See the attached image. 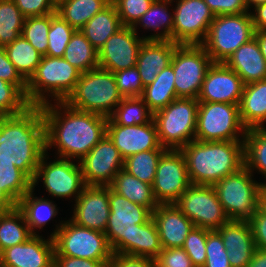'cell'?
I'll return each mask as SVG.
<instances>
[{"mask_svg":"<svg viewBox=\"0 0 266 267\" xmlns=\"http://www.w3.org/2000/svg\"><path fill=\"white\" fill-rule=\"evenodd\" d=\"M55 103L41 106L45 151L56 146L58 157L81 160L107 134L108 118L76 110L65 102Z\"/></svg>","mask_w":266,"mask_h":267,"instance_id":"obj_1","label":"cell"},{"mask_svg":"<svg viewBox=\"0 0 266 267\" xmlns=\"http://www.w3.org/2000/svg\"><path fill=\"white\" fill-rule=\"evenodd\" d=\"M45 153V128L41 106L0 117V160L11 161L31 180Z\"/></svg>","mask_w":266,"mask_h":267,"instance_id":"obj_2","label":"cell"},{"mask_svg":"<svg viewBox=\"0 0 266 267\" xmlns=\"http://www.w3.org/2000/svg\"><path fill=\"white\" fill-rule=\"evenodd\" d=\"M191 184L214 185L245 166L244 141L193 140L180 149Z\"/></svg>","mask_w":266,"mask_h":267,"instance_id":"obj_3","label":"cell"},{"mask_svg":"<svg viewBox=\"0 0 266 267\" xmlns=\"http://www.w3.org/2000/svg\"><path fill=\"white\" fill-rule=\"evenodd\" d=\"M81 72L63 57L42 56L35 73L27 81L26 100L30 106L64 102L74 90ZM47 94V97L45 96ZM50 94V95H49Z\"/></svg>","mask_w":266,"mask_h":267,"instance_id":"obj_4","label":"cell"},{"mask_svg":"<svg viewBox=\"0 0 266 267\" xmlns=\"http://www.w3.org/2000/svg\"><path fill=\"white\" fill-rule=\"evenodd\" d=\"M122 99L114 73L98 67L81 73L64 102L76 110L109 118Z\"/></svg>","mask_w":266,"mask_h":267,"instance_id":"obj_5","label":"cell"},{"mask_svg":"<svg viewBox=\"0 0 266 267\" xmlns=\"http://www.w3.org/2000/svg\"><path fill=\"white\" fill-rule=\"evenodd\" d=\"M110 214L105 235L113 254H128L136 245L137 230L152 212L145 206L130 202L109 186Z\"/></svg>","mask_w":266,"mask_h":267,"instance_id":"obj_6","label":"cell"},{"mask_svg":"<svg viewBox=\"0 0 266 267\" xmlns=\"http://www.w3.org/2000/svg\"><path fill=\"white\" fill-rule=\"evenodd\" d=\"M198 107L197 99L178 97L153 114L162 147L180 150L195 140Z\"/></svg>","mask_w":266,"mask_h":267,"instance_id":"obj_7","label":"cell"},{"mask_svg":"<svg viewBox=\"0 0 266 267\" xmlns=\"http://www.w3.org/2000/svg\"><path fill=\"white\" fill-rule=\"evenodd\" d=\"M61 222L50 234L54 241V256L111 260L113 252L105 233L79 226L71 220Z\"/></svg>","mask_w":266,"mask_h":267,"instance_id":"obj_8","label":"cell"},{"mask_svg":"<svg viewBox=\"0 0 266 267\" xmlns=\"http://www.w3.org/2000/svg\"><path fill=\"white\" fill-rule=\"evenodd\" d=\"M255 35L250 12L215 16L202 43L214 63H224L241 45Z\"/></svg>","mask_w":266,"mask_h":267,"instance_id":"obj_9","label":"cell"},{"mask_svg":"<svg viewBox=\"0 0 266 267\" xmlns=\"http://www.w3.org/2000/svg\"><path fill=\"white\" fill-rule=\"evenodd\" d=\"M246 132L247 128L240 118L239 105L199 102L195 140L244 141Z\"/></svg>","mask_w":266,"mask_h":267,"instance_id":"obj_10","label":"cell"},{"mask_svg":"<svg viewBox=\"0 0 266 267\" xmlns=\"http://www.w3.org/2000/svg\"><path fill=\"white\" fill-rule=\"evenodd\" d=\"M244 166L213 185L230 220H249L258 210L260 182Z\"/></svg>","mask_w":266,"mask_h":267,"instance_id":"obj_11","label":"cell"},{"mask_svg":"<svg viewBox=\"0 0 266 267\" xmlns=\"http://www.w3.org/2000/svg\"><path fill=\"white\" fill-rule=\"evenodd\" d=\"M213 63L202 44H178L171 61L177 97L197 99Z\"/></svg>","mask_w":266,"mask_h":267,"instance_id":"obj_12","label":"cell"},{"mask_svg":"<svg viewBox=\"0 0 266 267\" xmlns=\"http://www.w3.org/2000/svg\"><path fill=\"white\" fill-rule=\"evenodd\" d=\"M174 204L196 227L218 230L230 220L212 185L191 184Z\"/></svg>","mask_w":266,"mask_h":267,"instance_id":"obj_13","label":"cell"},{"mask_svg":"<svg viewBox=\"0 0 266 267\" xmlns=\"http://www.w3.org/2000/svg\"><path fill=\"white\" fill-rule=\"evenodd\" d=\"M47 153L48 151H45L40 159L32 180V189L41 179L49 195L67 199L73 196L76 200L86 186L79 162L75 164L73 160L57 157V160L55 158L53 162L47 163Z\"/></svg>","mask_w":266,"mask_h":267,"instance_id":"obj_14","label":"cell"},{"mask_svg":"<svg viewBox=\"0 0 266 267\" xmlns=\"http://www.w3.org/2000/svg\"><path fill=\"white\" fill-rule=\"evenodd\" d=\"M176 4L173 10L172 42L202 44L215 15L204 0H179Z\"/></svg>","mask_w":266,"mask_h":267,"instance_id":"obj_15","label":"cell"},{"mask_svg":"<svg viewBox=\"0 0 266 267\" xmlns=\"http://www.w3.org/2000/svg\"><path fill=\"white\" fill-rule=\"evenodd\" d=\"M190 185L183 153L167 149L158 161L152 185L156 201L158 204H174Z\"/></svg>","mask_w":266,"mask_h":267,"instance_id":"obj_16","label":"cell"},{"mask_svg":"<svg viewBox=\"0 0 266 267\" xmlns=\"http://www.w3.org/2000/svg\"><path fill=\"white\" fill-rule=\"evenodd\" d=\"M79 161L83 180L88 186H110L116 174L124 168V159L106 134Z\"/></svg>","mask_w":266,"mask_h":267,"instance_id":"obj_17","label":"cell"},{"mask_svg":"<svg viewBox=\"0 0 266 267\" xmlns=\"http://www.w3.org/2000/svg\"><path fill=\"white\" fill-rule=\"evenodd\" d=\"M144 40V36L139 37L132 27L122 26L99 51V68L114 73L136 66Z\"/></svg>","mask_w":266,"mask_h":267,"instance_id":"obj_18","label":"cell"},{"mask_svg":"<svg viewBox=\"0 0 266 267\" xmlns=\"http://www.w3.org/2000/svg\"><path fill=\"white\" fill-rule=\"evenodd\" d=\"M244 83L224 63H213L208 69L197 97L198 102H219L239 105Z\"/></svg>","mask_w":266,"mask_h":267,"instance_id":"obj_19","label":"cell"},{"mask_svg":"<svg viewBox=\"0 0 266 267\" xmlns=\"http://www.w3.org/2000/svg\"><path fill=\"white\" fill-rule=\"evenodd\" d=\"M71 221L75 224L105 233L109 214V186H88L75 200Z\"/></svg>","mask_w":266,"mask_h":267,"instance_id":"obj_20","label":"cell"},{"mask_svg":"<svg viewBox=\"0 0 266 267\" xmlns=\"http://www.w3.org/2000/svg\"><path fill=\"white\" fill-rule=\"evenodd\" d=\"M107 135L119 150L123 159L153 149H166L161 146L157 127L152 119L149 123L135 126H121L107 119Z\"/></svg>","mask_w":266,"mask_h":267,"instance_id":"obj_21","label":"cell"},{"mask_svg":"<svg viewBox=\"0 0 266 267\" xmlns=\"http://www.w3.org/2000/svg\"><path fill=\"white\" fill-rule=\"evenodd\" d=\"M33 234L25 242L8 247L0 253L1 267H54L52 237Z\"/></svg>","mask_w":266,"mask_h":267,"instance_id":"obj_22","label":"cell"},{"mask_svg":"<svg viewBox=\"0 0 266 267\" xmlns=\"http://www.w3.org/2000/svg\"><path fill=\"white\" fill-rule=\"evenodd\" d=\"M231 267H247L256 249L252 229L247 220H229L218 230Z\"/></svg>","mask_w":266,"mask_h":267,"instance_id":"obj_23","label":"cell"},{"mask_svg":"<svg viewBox=\"0 0 266 267\" xmlns=\"http://www.w3.org/2000/svg\"><path fill=\"white\" fill-rule=\"evenodd\" d=\"M162 248L182 247L194 227L175 204H159L152 212Z\"/></svg>","mask_w":266,"mask_h":267,"instance_id":"obj_24","label":"cell"},{"mask_svg":"<svg viewBox=\"0 0 266 267\" xmlns=\"http://www.w3.org/2000/svg\"><path fill=\"white\" fill-rule=\"evenodd\" d=\"M177 45L168 40H144L136 62V68L144 87L152 84L157 75L171 65Z\"/></svg>","mask_w":266,"mask_h":267,"instance_id":"obj_25","label":"cell"},{"mask_svg":"<svg viewBox=\"0 0 266 267\" xmlns=\"http://www.w3.org/2000/svg\"><path fill=\"white\" fill-rule=\"evenodd\" d=\"M224 64L237 73L244 85L266 79V61L255 37L241 45Z\"/></svg>","mask_w":266,"mask_h":267,"instance_id":"obj_26","label":"cell"},{"mask_svg":"<svg viewBox=\"0 0 266 267\" xmlns=\"http://www.w3.org/2000/svg\"><path fill=\"white\" fill-rule=\"evenodd\" d=\"M239 111L242 124L247 129L265 126L266 79L244 85Z\"/></svg>","mask_w":266,"mask_h":267,"instance_id":"obj_27","label":"cell"},{"mask_svg":"<svg viewBox=\"0 0 266 267\" xmlns=\"http://www.w3.org/2000/svg\"><path fill=\"white\" fill-rule=\"evenodd\" d=\"M122 27L115 5L111 2L95 14L81 29L86 39L99 52L105 42Z\"/></svg>","mask_w":266,"mask_h":267,"instance_id":"obj_28","label":"cell"},{"mask_svg":"<svg viewBox=\"0 0 266 267\" xmlns=\"http://www.w3.org/2000/svg\"><path fill=\"white\" fill-rule=\"evenodd\" d=\"M110 188L130 202L147 207L151 212L159 206L152 185L139 180L124 169L116 174Z\"/></svg>","mask_w":266,"mask_h":267,"instance_id":"obj_29","label":"cell"},{"mask_svg":"<svg viewBox=\"0 0 266 267\" xmlns=\"http://www.w3.org/2000/svg\"><path fill=\"white\" fill-rule=\"evenodd\" d=\"M170 4V2L154 0L150 8L135 22L132 29L136 33L138 25L146 30L151 29L154 32L161 29L159 33L157 31L156 34L145 36L144 39L172 41L174 13L168 12L169 8L167 6Z\"/></svg>","mask_w":266,"mask_h":267,"instance_id":"obj_30","label":"cell"},{"mask_svg":"<svg viewBox=\"0 0 266 267\" xmlns=\"http://www.w3.org/2000/svg\"><path fill=\"white\" fill-rule=\"evenodd\" d=\"M141 98L153 114L178 98L175 92V74L172 65L164 68L152 84L144 87Z\"/></svg>","mask_w":266,"mask_h":267,"instance_id":"obj_31","label":"cell"},{"mask_svg":"<svg viewBox=\"0 0 266 267\" xmlns=\"http://www.w3.org/2000/svg\"><path fill=\"white\" fill-rule=\"evenodd\" d=\"M110 3L111 0H60L56 3V13L75 30H80Z\"/></svg>","mask_w":266,"mask_h":267,"instance_id":"obj_32","label":"cell"},{"mask_svg":"<svg viewBox=\"0 0 266 267\" xmlns=\"http://www.w3.org/2000/svg\"><path fill=\"white\" fill-rule=\"evenodd\" d=\"M34 189L28 191L19 201L17 207L24 213L29 230L36 234V228L43 229L52 218L58 214V210L50 199L34 197Z\"/></svg>","mask_w":266,"mask_h":267,"instance_id":"obj_33","label":"cell"},{"mask_svg":"<svg viewBox=\"0 0 266 267\" xmlns=\"http://www.w3.org/2000/svg\"><path fill=\"white\" fill-rule=\"evenodd\" d=\"M63 58L81 73L99 67V52L80 30H75L72 34Z\"/></svg>","mask_w":266,"mask_h":267,"instance_id":"obj_34","label":"cell"},{"mask_svg":"<svg viewBox=\"0 0 266 267\" xmlns=\"http://www.w3.org/2000/svg\"><path fill=\"white\" fill-rule=\"evenodd\" d=\"M32 235L24 213L17 206L0 212V253L8 247L25 242Z\"/></svg>","mask_w":266,"mask_h":267,"instance_id":"obj_35","label":"cell"},{"mask_svg":"<svg viewBox=\"0 0 266 267\" xmlns=\"http://www.w3.org/2000/svg\"><path fill=\"white\" fill-rule=\"evenodd\" d=\"M4 48L10 62L16 67L19 74L28 81L40 64L42 55L22 35Z\"/></svg>","mask_w":266,"mask_h":267,"instance_id":"obj_36","label":"cell"},{"mask_svg":"<svg viewBox=\"0 0 266 267\" xmlns=\"http://www.w3.org/2000/svg\"><path fill=\"white\" fill-rule=\"evenodd\" d=\"M245 167L253 174L257 170L266 177V127L247 129L244 136Z\"/></svg>","mask_w":266,"mask_h":267,"instance_id":"obj_37","label":"cell"},{"mask_svg":"<svg viewBox=\"0 0 266 267\" xmlns=\"http://www.w3.org/2000/svg\"><path fill=\"white\" fill-rule=\"evenodd\" d=\"M109 119L121 126H135L149 123L153 113L141 97L123 98Z\"/></svg>","mask_w":266,"mask_h":267,"instance_id":"obj_38","label":"cell"},{"mask_svg":"<svg viewBox=\"0 0 266 267\" xmlns=\"http://www.w3.org/2000/svg\"><path fill=\"white\" fill-rule=\"evenodd\" d=\"M32 189V180L13 162L0 160V190L16 205Z\"/></svg>","mask_w":266,"mask_h":267,"instance_id":"obj_39","label":"cell"},{"mask_svg":"<svg viewBox=\"0 0 266 267\" xmlns=\"http://www.w3.org/2000/svg\"><path fill=\"white\" fill-rule=\"evenodd\" d=\"M167 149H153L133 154L124 159V170L139 180L153 185L157 164Z\"/></svg>","mask_w":266,"mask_h":267,"instance_id":"obj_40","label":"cell"},{"mask_svg":"<svg viewBox=\"0 0 266 267\" xmlns=\"http://www.w3.org/2000/svg\"><path fill=\"white\" fill-rule=\"evenodd\" d=\"M25 18L13 0H0V47L21 35Z\"/></svg>","mask_w":266,"mask_h":267,"instance_id":"obj_41","label":"cell"},{"mask_svg":"<svg viewBox=\"0 0 266 267\" xmlns=\"http://www.w3.org/2000/svg\"><path fill=\"white\" fill-rule=\"evenodd\" d=\"M161 251L162 246L158 229L151 217L146 223L139 226L137 230L136 245L127 255L146 257L155 260Z\"/></svg>","mask_w":266,"mask_h":267,"instance_id":"obj_42","label":"cell"},{"mask_svg":"<svg viewBox=\"0 0 266 267\" xmlns=\"http://www.w3.org/2000/svg\"><path fill=\"white\" fill-rule=\"evenodd\" d=\"M51 25V14L45 16L26 17L21 35L36 49L40 55L46 56L48 33Z\"/></svg>","mask_w":266,"mask_h":267,"instance_id":"obj_43","label":"cell"},{"mask_svg":"<svg viewBox=\"0 0 266 267\" xmlns=\"http://www.w3.org/2000/svg\"><path fill=\"white\" fill-rule=\"evenodd\" d=\"M75 29L56 12L51 13L46 56L63 57L65 49Z\"/></svg>","mask_w":266,"mask_h":267,"instance_id":"obj_44","label":"cell"},{"mask_svg":"<svg viewBox=\"0 0 266 267\" xmlns=\"http://www.w3.org/2000/svg\"><path fill=\"white\" fill-rule=\"evenodd\" d=\"M28 107L25 95L18 88L0 79V117L21 114Z\"/></svg>","mask_w":266,"mask_h":267,"instance_id":"obj_45","label":"cell"},{"mask_svg":"<svg viewBox=\"0 0 266 267\" xmlns=\"http://www.w3.org/2000/svg\"><path fill=\"white\" fill-rule=\"evenodd\" d=\"M207 229L194 226L186 237L182 248L195 267H203L206 262Z\"/></svg>","mask_w":266,"mask_h":267,"instance_id":"obj_46","label":"cell"},{"mask_svg":"<svg viewBox=\"0 0 266 267\" xmlns=\"http://www.w3.org/2000/svg\"><path fill=\"white\" fill-rule=\"evenodd\" d=\"M154 0H111L115 5L122 26L132 27L150 8Z\"/></svg>","mask_w":266,"mask_h":267,"instance_id":"obj_47","label":"cell"},{"mask_svg":"<svg viewBox=\"0 0 266 267\" xmlns=\"http://www.w3.org/2000/svg\"><path fill=\"white\" fill-rule=\"evenodd\" d=\"M203 267H231L221 235L207 229L206 262Z\"/></svg>","mask_w":266,"mask_h":267,"instance_id":"obj_48","label":"cell"},{"mask_svg":"<svg viewBox=\"0 0 266 267\" xmlns=\"http://www.w3.org/2000/svg\"><path fill=\"white\" fill-rule=\"evenodd\" d=\"M114 77L123 98L141 97L144 92L140 74L136 66L114 72Z\"/></svg>","mask_w":266,"mask_h":267,"instance_id":"obj_49","label":"cell"},{"mask_svg":"<svg viewBox=\"0 0 266 267\" xmlns=\"http://www.w3.org/2000/svg\"><path fill=\"white\" fill-rule=\"evenodd\" d=\"M156 267H195L182 247L162 248L155 259Z\"/></svg>","mask_w":266,"mask_h":267,"instance_id":"obj_50","label":"cell"},{"mask_svg":"<svg viewBox=\"0 0 266 267\" xmlns=\"http://www.w3.org/2000/svg\"><path fill=\"white\" fill-rule=\"evenodd\" d=\"M0 79L14 84L26 97L27 81L10 62L4 47H0Z\"/></svg>","mask_w":266,"mask_h":267,"instance_id":"obj_51","label":"cell"},{"mask_svg":"<svg viewBox=\"0 0 266 267\" xmlns=\"http://www.w3.org/2000/svg\"><path fill=\"white\" fill-rule=\"evenodd\" d=\"M25 17L45 16L56 12L55 0H13Z\"/></svg>","mask_w":266,"mask_h":267,"instance_id":"obj_52","label":"cell"},{"mask_svg":"<svg viewBox=\"0 0 266 267\" xmlns=\"http://www.w3.org/2000/svg\"><path fill=\"white\" fill-rule=\"evenodd\" d=\"M215 16L247 13L245 0H204Z\"/></svg>","mask_w":266,"mask_h":267,"instance_id":"obj_53","label":"cell"},{"mask_svg":"<svg viewBox=\"0 0 266 267\" xmlns=\"http://www.w3.org/2000/svg\"><path fill=\"white\" fill-rule=\"evenodd\" d=\"M248 221L251 225L255 247L266 250V215L258 209Z\"/></svg>","mask_w":266,"mask_h":267,"instance_id":"obj_54","label":"cell"},{"mask_svg":"<svg viewBox=\"0 0 266 267\" xmlns=\"http://www.w3.org/2000/svg\"><path fill=\"white\" fill-rule=\"evenodd\" d=\"M108 267H156L155 260L146 257L113 254Z\"/></svg>","mask_w":266,"mask_h":267,"instance_id":"obj_55","label":"cell"},{"mask_svg":"<svg viewBox=\"0 0 266 267\" xmlns=\"http://www.w3.org/2000/svg\"><path fill=\"white\" fill-rule=\"evenodd\" d=\"M109 262L69 256H54V267H108Z\"/></svg>","mask_w":266,"mask_h":267,"instance_id":"obj_56","label":"cell"},{"mask_svg":"<svg viewBox=\"0 0 266 267\" xmlns=\"http://www.w3.org/2000/svg\"><path fill=\"white\" fill-rule=\"evenodd\" d=\"M255 13L250 12L255 31H266V2L256 6Z\"/></svg>","mask_w":266,"mask_h":267,"instance_id":"obj_57","label":"cell"},{"mask_svg":"<svg viewBox=\"0 0 266 267\" xmlns=\"http://www.w3.org/2000/svg\"><path fill=\"white\" fill-rule=\"evenodd\" d=\"M247 267H266V250L256 248Z\"/></svg>","mask_w":266,"mask_h":267,"instance_id":"obj_58","label":"cell"},{"mask_svg":"<svg viewBox=\"0 0 266 267\" xmlns=\"http://www.w3.org/2000/svg\"><path fill=\"white\" fill-rule=\"evenodd\" d=\"M17 205L2 191L0 190V212H6Z\"/></svg>","mask_w":266,"mask_h":267,"instance_id":"obj_59","label":"cell"},{"mask_svg":"<svg viewBox=\"0 0 266 267\" xmlns=\"http://www.w3.org/2000/svg\"><path fill=\"white\" fill-rule=\"evenodd\" d=\"M254 37L257 39L261 53L266 61V31H255Z\"/></svg>","mask_w":266,"mask_h":267,"instance_id":"obj_60","label":"cell"},{"mask_svg":"<svg viewBox=\"0 0 266 267\" xmlns=\"http://www.w3.org/2000/svg\"><path fill=\"white\" fill-rule=\"evenodd\" d=\"M266 0H245V4L248 8V11H249V8H255L256 6L260 5V4H263L265 3Z\"/></svg>","mask_w":266,"mask_h":267,"instance_id":"obj_61","label":"cell"},{"mask_svg":"<svg viewBox=\"0 0 266 267\" xmlns=\"http://www.w3.org/2000/svg\"><path fill=\"white\" fill-rule=\"evenodd\" d=\"M258 209L266 215V196H259Z\"/></svg>","mask_w":266,"mask_h":267,"instance_id":"obj_62","label":"cell"},{"mask_svg":"<svg viewBox=\"0 0 266 267\" xmlns=\"http://www.w3.org/2000/svg\"><path fill=\"white\" fill-rule=\"evenodd\" d=\"M266 179V177H264ZM259 196H266V183H260V194Z\"/></svg>","mask_w":266,"mask_h":267,"instance_id":"obj_63","label":"cell"},{"mask_svg":"<svg viewBox=\"0 0 266 267\" xmlns=\"http://www.w3.org/2000/svg\"><path fill=\"white\" fill-rule=\"evenodd\" d=\"M160 1H163V2H170V3H173L175 2L174 0H160ZM179 1V0H176V2Z\"/></svg>","mask_w":266,"mask_h":267,"instance_id":"obj_64","label":"cell"}]
</instances>
